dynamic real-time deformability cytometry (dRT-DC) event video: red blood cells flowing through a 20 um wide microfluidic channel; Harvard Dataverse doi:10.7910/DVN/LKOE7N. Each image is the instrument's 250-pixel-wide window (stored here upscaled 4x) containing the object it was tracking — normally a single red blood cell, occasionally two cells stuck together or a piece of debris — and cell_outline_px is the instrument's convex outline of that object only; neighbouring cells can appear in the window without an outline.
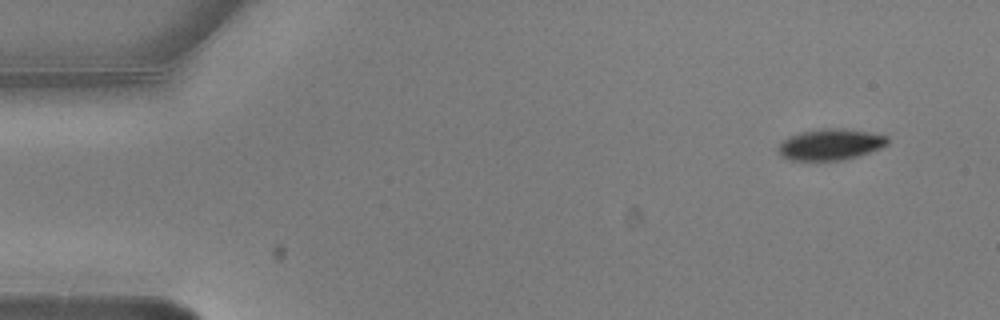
{"species": "common noctule bat (a hibernating species)", "species_latin": "Nyctalus noctula", "temperature_condition": "warm", "stored_images_in_passage": 5, "camera_frame_rate_fps": 3000, "um_per_image_px": 0.085, "animal": {"sex": "male", "body_mass_g": 20.5, "forearm_length_mm": 52.5}, "frame": {"image": 1, "passage_image": 1, "time_ms": 0.0, "image_size_px": [1000, 320], "cell_outline_px": [[888, 144], [880, 148], [844, 160], [788, 160], [780, 156], [780, 144], [788, 136], [800, 132], [820, 128], [844, 128], [868, 132], [888, 136]], "centroid_in_image_um": [70.58, 12.27], "position_along_channel_um": 14.4, "area_um2": 19.77}}
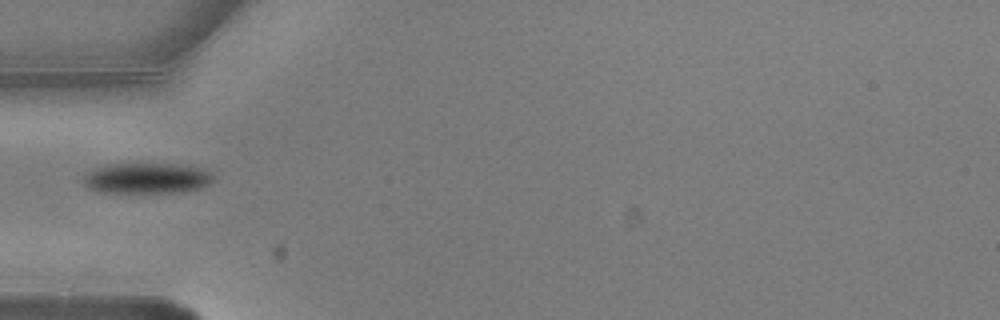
{"frame": {"image": 2, "passage_image": 5, "time_ms": 1.333, "image_size_px": [1000, 320], "cell_outline_px": [[212, 180], [204, 188], [180, 192], [104, 192], [92, 188], [84, 184], [84, 176], [88, 172], [104, 164], [140, 160], [188, 164], [204, 168], [212, 172]], "centroid_in_image_um": [12.55, 15.06], "position_along_channel_um": 72.5, "area_um2": 24.45}}